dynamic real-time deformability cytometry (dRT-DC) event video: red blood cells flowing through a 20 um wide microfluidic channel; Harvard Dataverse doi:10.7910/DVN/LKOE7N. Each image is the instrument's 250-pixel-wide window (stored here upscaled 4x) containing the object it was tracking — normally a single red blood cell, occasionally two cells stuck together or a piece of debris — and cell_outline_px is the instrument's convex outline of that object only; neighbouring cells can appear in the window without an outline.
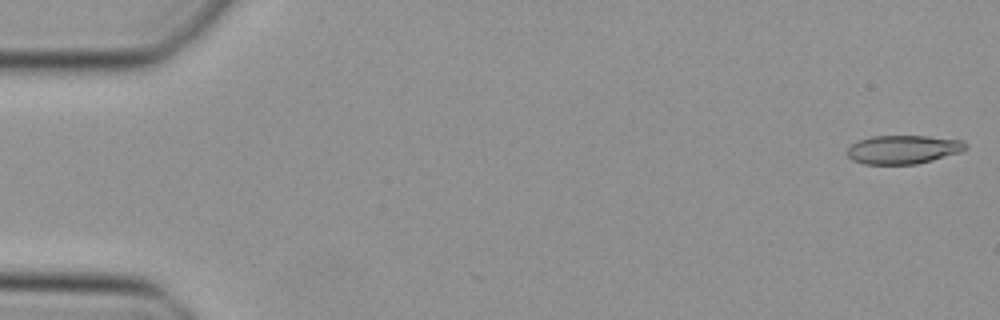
{"species": "Egyptian fruit bat (a non-hibernating species)", "species_latin": "Rousettus aegyptiacus", "temperature_condition": "cold", "stored_images_in_passage": 48, "camera_frame_rate_fps": 3000, "um_per_image_px": 0.085, "animal": {"sex": "female"}, "frame": {"image": 1, "passage_image": 1, "time_ms": 0.0, "image_size_px": [1000, 320], "cell_outline_px": [[968, 148], [960, 152], [932, 160], [916, 164], [864, 164], [852, 160], [848, 156], [848, 148], [852, 144], [860, 140], [872, 136], [928, 136], [964, 140], [968, 144]], "centroid_in_image_um": [76.81, 12.7], "position_along_channel_um": 8.2, "area_um2": 19.77}}
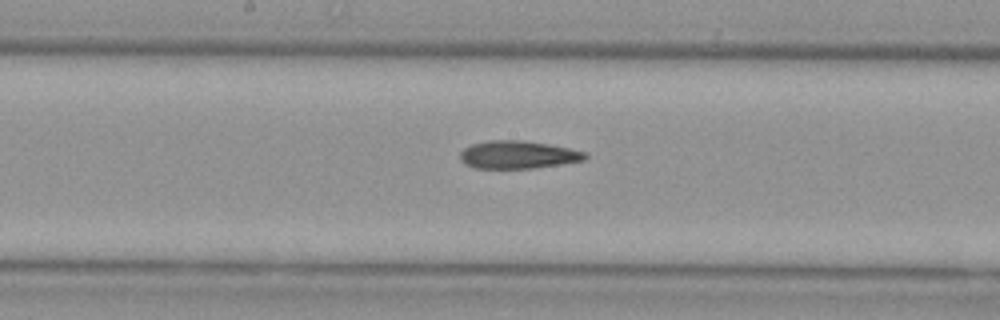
{"frame": {"image": 2, "passage_image": 25, "time_ms": 8.0, "image_size_px": [1000, 320], "cell_outline_px": [[588, 156], [584, 160], [560, 164], [532, 168], [476, 168], [464, 164], [460, 160], [460, 152], [464, 148], [472, 144], [488, 140], [524, 140], [548, 144], [588, 152]], "centroid_in_image_um": [44.01, 13.14], "position_along_channel_um": 204.2, "area_um2": 20.29}}
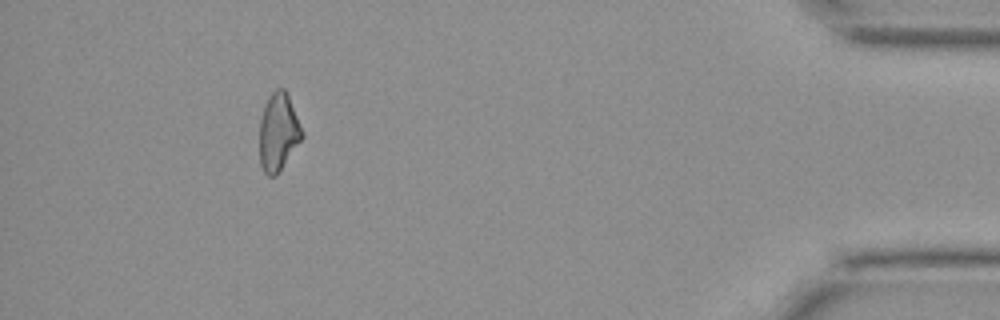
{"frame": {"image": 3, "passage_image": 44, "time_ms": 14.333, "image_size_px": [1000, 320], "cell_outline_px": [[304, 136], [276, 176], [268, 176], [264, 172], [260, 164], [260, 120], [264, 104], [268, 96], [276, 88], [284, 88], [288, 96], [304, 132]], "centroid_in_image_um": [23.65, 11.22], "position_along_channel_um": 411.5, "area_um2": 19.25}}